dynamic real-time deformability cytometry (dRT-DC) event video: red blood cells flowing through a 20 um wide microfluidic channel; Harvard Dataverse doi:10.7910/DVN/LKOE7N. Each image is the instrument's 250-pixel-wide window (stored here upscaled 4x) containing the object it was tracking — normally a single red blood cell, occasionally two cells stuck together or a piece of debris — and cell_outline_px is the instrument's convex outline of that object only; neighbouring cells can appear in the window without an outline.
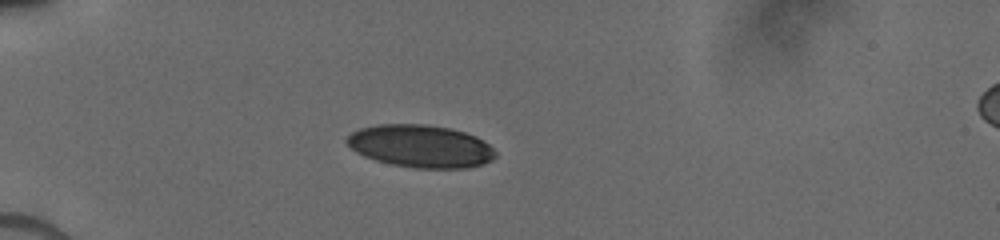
{"species": "human", "species_latin": "Homo sapiens", "temperature_condition": "cold", "stored_images_in_passage": 45, "camera_frame_rate_fps": 3000, "um_per_image_px": 0.085, "donor": {"sex": "male"}, "frame": {"image": 1, "passage_image": 1, "time_ms": 0.0, "image_size_px": [1000, 240], "cell_outline_px": [[496, 156], [492, 160], [468, 168], [412, 168], [392, 164], [376, 160], [364, 156], [356, 152], [344, 140], [352, 132], [360, 128], [380, 124], [424, 124], [448, 128], [464, 132], [476, 136], [488, 144], [496, 152]], "centroid_in_image_um": [35.74, 12.43], "position_along_channel_um": 49.3, "area_um2": 36.76}}
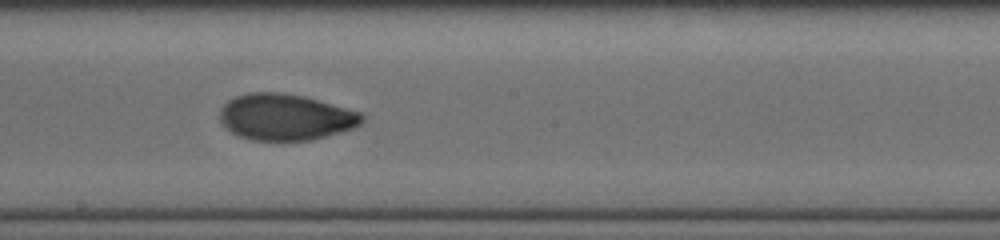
{"frame": {"image": 2, "passage_image": 18, "time_ms": 5.0, "image_size_px": [1000, 240], "cell_outline_px": [[364, 120], [360, 124], [352, 128], [340, 132], [312, 140], [252, 140], [240, 136], [232, 132], [220, 120], [220, 108], [228, 100], [236, 96], [248, 92], [280, 92], [304, 96], [360, 112], [364, 116]], "centroid_in_image_um": [24.26, 9.94], "position_along_channel_um": 223.9, "area_um2": 38.15}}
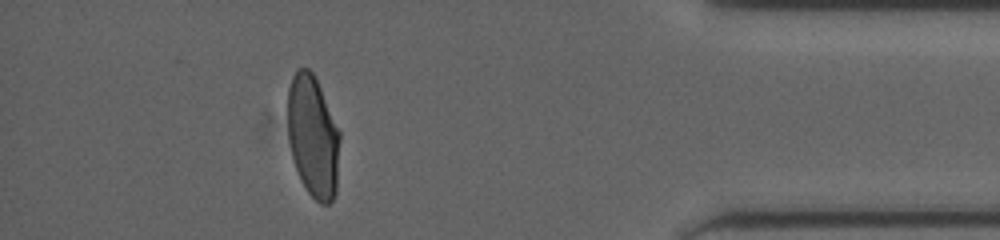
{"frame": {"image": 3, "passage_image": 38, "time_ms": 10.333, "image_size_px": [1000, 240], "cell_outline_px": [[340, 140], [336, 192], [332, 200], [328, 204], [320, 204], [308, 192], [300, 180], [292, 156], [288, 136], [288, 88], [292, 76], [300, 68], [308, 68], [312, 72], [320, 88], [340, 132]], "centroid_in_image_um": [26.6, 11.63], "position_along_channel_um": 408.6, "area_um2": 36.93}}